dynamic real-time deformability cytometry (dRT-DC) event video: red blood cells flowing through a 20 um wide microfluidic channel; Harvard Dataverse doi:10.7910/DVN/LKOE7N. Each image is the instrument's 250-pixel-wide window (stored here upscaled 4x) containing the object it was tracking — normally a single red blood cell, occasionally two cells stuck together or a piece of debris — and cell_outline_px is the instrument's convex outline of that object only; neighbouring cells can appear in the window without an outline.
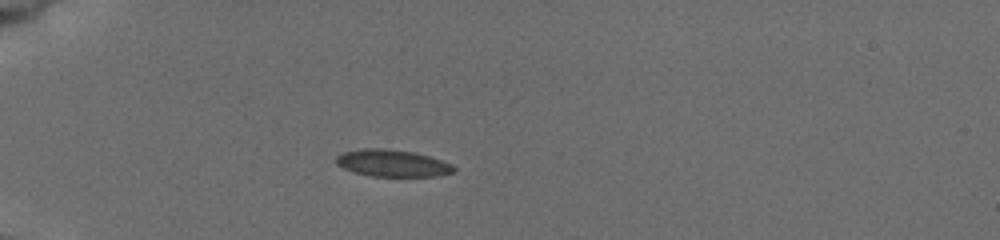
{"species": "common noctule bat (a hibernating species)", "species_latin": "Nyctalus noctula", "temperature_condition": "cold", "stored_images_in_passage": 35, "camera_frame_rate_fps": 3000, "um_per_image_px": 0.085, "animal": {"sex": "female", "body_mass_g": 19.5, "forearm_length_mm": 54.1}, "frame": {"image": 1, "passage_image": 1, "time_ms": 0.0, "image_size_px": [1000, 240], "cell_outline_px": [[456, 172], [436, 176], [372, 176], [356, 172], [344, 168], [336, 164], [336, 156], [344, 152], [364, 148], [384, 148], [416, 152], [452, 164], [456, 168]], "centroid_in_image_um": [33.38, 13.86], "position_along_channel_um": 51.6, "area_um2": 18.44}}
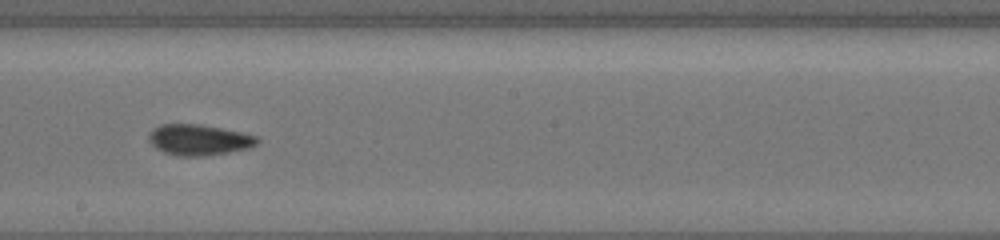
{"frame": {"image": 2, "passage_image": 17, "time_ms": 5.333, "image_size_px": [1000, 240], "cell_outline_px": [[260, 140], [252, 148], [208, 156], [176, 156], [164, 152], [156, 148], [148, 140], [148, 136], [160, 124], [200, 124], [240, 132], [256, 136]], "centroid_in_image_um": [16.93, 11.9], "position_along_channel_um": 231.3, "area_um2": 19.48}}
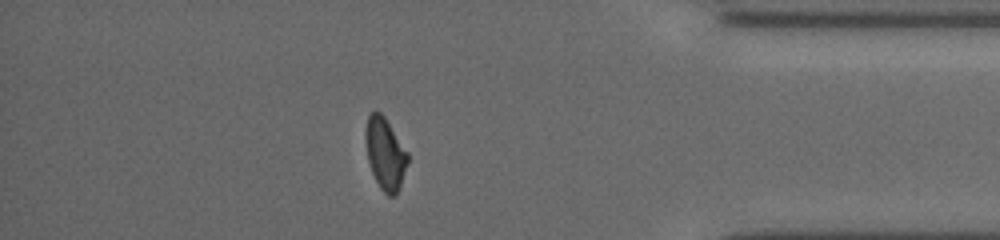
{"frame": {"image": 3, "passage_image": 30, "time_ms": 10.333, "image_size_px": [1000, 240], "cell_outline_px": [[408, 164], [400, 188], [396, 196], [388, 196], [380, 188], [372, 172], [368, 160], [364, 136], [368, 116], [372, 112], [380, 112], [384, 116], [408, 152]], "centroid_in_image_um": [32.75, 13.09], "position_along_channel_um": 402.4, "area_um2": 17.69}, "authors_computed_cell_mechanics": {"area_um2": 18.785, "velocity_mm_per_s": 3.8996, "shape_relaxation_time_tau1_ms": 7.4565, "shape_relaxation_time_tau2_ms": 1.9274, "deformation_change_tau1": 0.1488, "deformation_change_tau2": 0.0639}}